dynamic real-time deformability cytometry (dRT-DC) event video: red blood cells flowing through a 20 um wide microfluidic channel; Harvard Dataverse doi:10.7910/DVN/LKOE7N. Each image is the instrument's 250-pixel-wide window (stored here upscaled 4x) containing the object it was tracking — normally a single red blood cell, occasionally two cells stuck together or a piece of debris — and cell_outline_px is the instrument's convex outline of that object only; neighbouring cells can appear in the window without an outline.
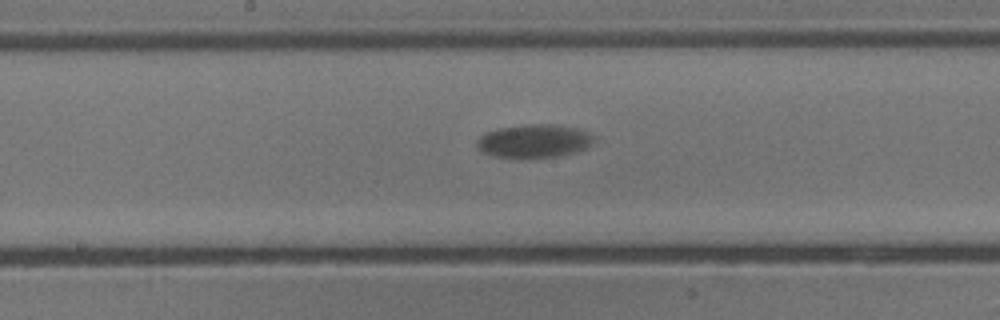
{"species": "common noctule bat (a hibernating species)", "species_latin": "Nyctalus noctula", "temperature_condition": "cold", "stored_images_in_passage": 9, "camera_frame_rate_fps": 3000, "um_per_image_px": 0.085, "animal": {"sex": "male", "body_mass_g": 13.3}, "frame": {"image": 1, "passage_image": 9, "time_ms": 10.333, "image_size_px": [1000, 320], "cell_outline_px": [[592, 144], [588, 148], [576, 152], [556, 156], [492, 156], [484, 152], [476, 144], [480, 136], [484, 132], [496, 128], [528, 124], [552, 124], [576, 128], [588, 132], [592, 136]], "centroid_in_image_um": [45.4, 11.95], "position_along_channel_um": 202.8, "area_um2": 22.25}}